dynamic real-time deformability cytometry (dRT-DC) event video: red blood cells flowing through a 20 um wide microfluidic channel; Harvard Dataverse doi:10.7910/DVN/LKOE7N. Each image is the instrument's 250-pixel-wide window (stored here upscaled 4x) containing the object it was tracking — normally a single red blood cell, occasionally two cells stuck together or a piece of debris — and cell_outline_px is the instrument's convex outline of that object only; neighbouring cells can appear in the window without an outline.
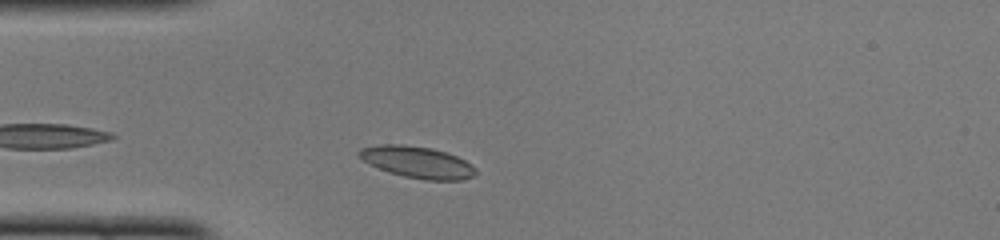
{"species": "common noctule bat (a hibernating species)", "species_latin": "Nyctalus noctula", "temperature_condition": "cold", "stored_images_in_passage": 19, "camera_frame_rate_fps": 3000, "um_per_image_px": 0.085, "animal": {"sex": "female", "body_mass_g": 22.0, "forearm_length_mm": 56.7}, "frame": {"image": 1, "passage_image": 3, "time_ms": 0.667, "image_size_px": [1000, 240], "cell_outline_px": [[476, 176], [464, 180], [424, 180], [404, 176], [388, 172], [368, 164], [356, 156], [356, 152], [360, 148], [380, 144], [404, 144], [432, 148], [456, 156], [472, 164], [476, 168]], "centroid_in_image_um": [35.44, 13.78], "position_along_channel_um": 49.6, "area_um2": 21.85}}
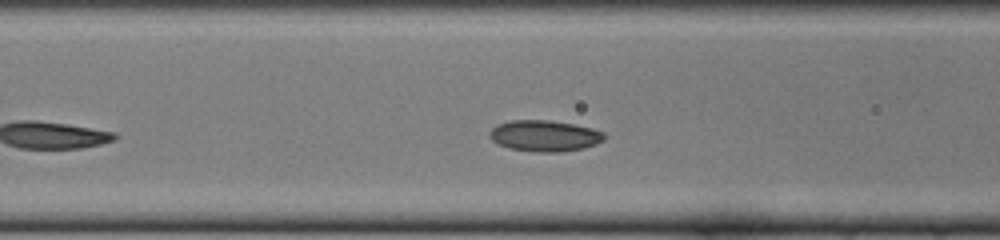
{"frame": {"image": 2, "passage_image": 9, "time_ms": 2.667, "image_size_px": [1000, 240], "cell_outline_px": [[608, 136], [604, 140], [596, 144], [584, 148], [560, 152], [536, 152], [508, 148], [492, 140], [488, 136], [488, 132], [496, 124], [508, 120], [548, 120], [572, 124], [592, 128], [604, 132]], "centroid_in_image_um": [46.29, 11.54], "position_along_channel_um": 120.3, "area_um2": 21.04}}
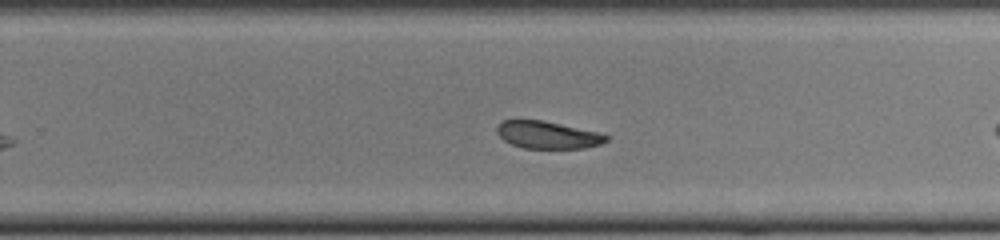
{"frame": {"image": 3, "passage_image": 18, "time_ms": 5.667, "image_size_px": [1000, 240], "cell_outline_px": [[608, 140], [600, 144], [584, 148], [524, 148], [512, 144], [504, 140], [496, 132], [496, 124], [500, 120], [544, 120], [600, 132], [608, 136]], "centroid_in_image_um": [46.53, 11.45], "position_along_channel_um": 283.3, "area_um2": 17.57}}